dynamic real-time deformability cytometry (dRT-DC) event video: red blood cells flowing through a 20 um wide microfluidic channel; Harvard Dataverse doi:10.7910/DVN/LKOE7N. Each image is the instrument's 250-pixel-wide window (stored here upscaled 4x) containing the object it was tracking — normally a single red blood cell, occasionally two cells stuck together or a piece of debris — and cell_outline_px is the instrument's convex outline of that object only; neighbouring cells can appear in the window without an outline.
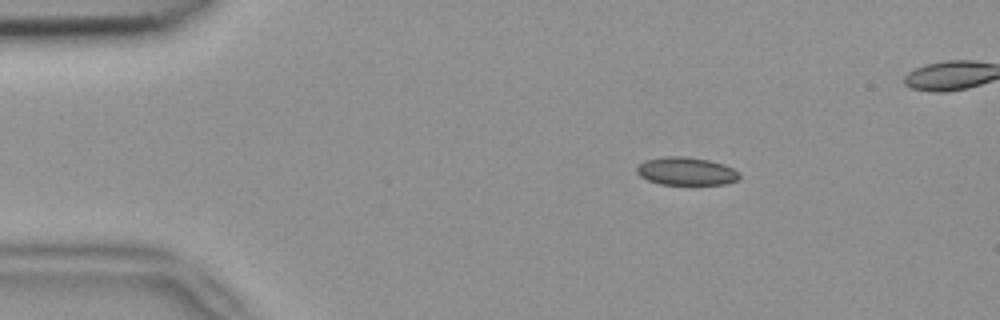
{"species": "common noctule bat (a hibernating species)", "species_latin": "Nyctalus noctula", "temperature_condition": "room temperature", "stored_images_in_passage": 46, "segment_of_instrument_passage": [1, 2], "camera_frame_rate_fps": 3000, "um_per_image_px": 0.085, "animal": {"sex": "female", "body_mass_g": 18.4}, "frame": {"image": 1, "passage_image": 1, "time_ms": 0.0, "image_size_px": [1000, 320], "cell_outline_px": [[740, 176], [736, 180], [724, 184], [660, 184], [648, 180], [640, 176], [636, 172], [636, 168], [644, 160], [664, 156], [688, 156], [708, 160], [724, 164], [740, 172]], "centroid_in_image_um": [58.31, 14.54], "position_along_channel_um": 26.7, "area_um2": 16.76}}
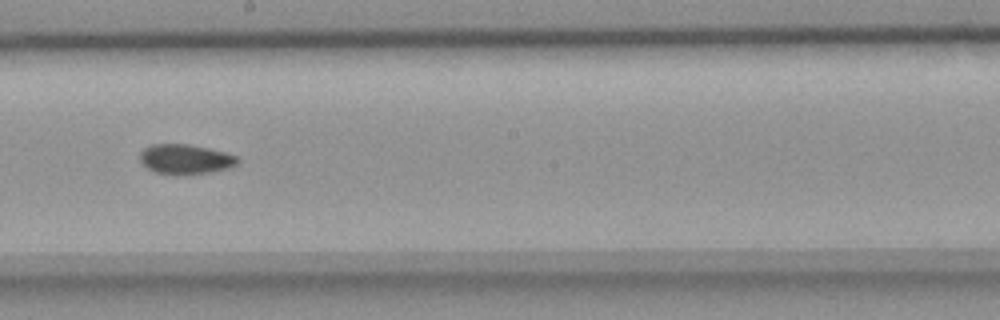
{"frame": {"image": 2, "passage_image": 22, "time_ms": 7.0, "image_size_px": [1000, 320], "cell_outline_px": [[240, 160], [236, 164], [228, 168], [212, 172], [176, 176], [156, 172], [148, 168], [140, 160], [140, 152], [144, 148], [152, 144], [188, 144], [208, 148], [224, 152], [236, 156]], "centroid_in_image_um": [15.75, 13.54], "position_along_channel_um": 232.4, "area_um2": 17.05}}
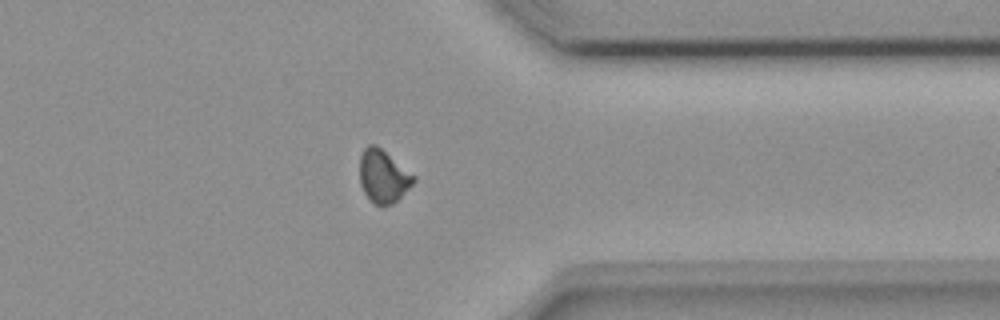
{"frame": {"image": 3, "passage_image": 34, "time_ms": 11.0, "image_size_px": [1000, 320], "cell_outline_px": [[416, 180], [392, 204], [376, 204], [364, 192], [360, 184], [360, 156], [364, 148], [368, 144], [376, 144], [416, 176]], "centroid_in_image_um": [32.57, 14.93], "position_along_channel_um": 378.8, "area_um2": 16.3}}